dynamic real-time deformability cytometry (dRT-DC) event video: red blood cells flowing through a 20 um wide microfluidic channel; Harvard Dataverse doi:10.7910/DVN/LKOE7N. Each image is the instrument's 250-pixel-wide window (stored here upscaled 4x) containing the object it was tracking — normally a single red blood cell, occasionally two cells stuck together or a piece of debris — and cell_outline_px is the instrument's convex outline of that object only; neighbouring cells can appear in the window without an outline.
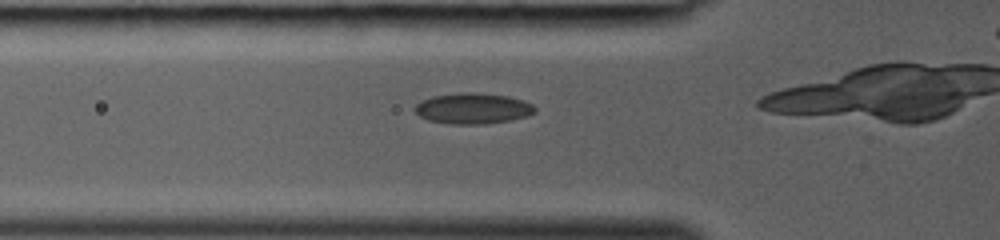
{"species": "common noctule bat (a hibernating species)", "species_latin": "Nyctalus noctula", "temperature_condition": "room temperature", "stored_images_in_passage": 14, "camera_frame_rate_fps": 3000, "um_per_image_px": 0.085, "animal": {"sex": "female", "body_mass_g": 19.0, "forearm_length_mm": 53.3}, "frame": {"image": 1, "passage_image": 10, "time_ms": 3.0, "image_size_px": [1000, 240], "cell_outline_px": [[536, 112], [528, 116], [512, 120], [484, 124], [448, 124], [428, 120], [420, 116], [412, 108], [416, 104], [432, 96], [460, 92], [472, 92], [508, 96], [524, 100], [532, 104], [536, 108]], "centroid_in_image_um": [40.21, 9.22], "position_along_channel_um": 85.6, "area_um2": 21.73}}
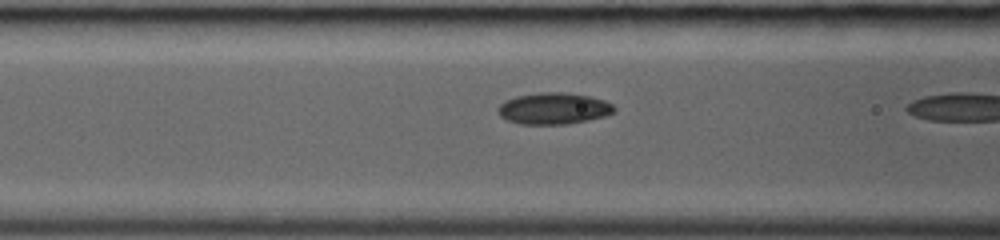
{"frame": {"image": 2, "passage_image": 12, "time_ms": 3.667, "image_size_px": [1000, 240], "cell_outline_px": [[616, 112], [604, 116], [588, 120], [568, 124], [520, 124], [508, 120], [500, 116], [496, 108], [500, 104], [516, 96], [540, 92], [560, 92], [588, 96], [604, 100], [612, 104], [616, 108]], "centroid_in_image_um": [47.07, 9.22], "position_along_channel_um": 119.5, "area_um2": 21.27}}